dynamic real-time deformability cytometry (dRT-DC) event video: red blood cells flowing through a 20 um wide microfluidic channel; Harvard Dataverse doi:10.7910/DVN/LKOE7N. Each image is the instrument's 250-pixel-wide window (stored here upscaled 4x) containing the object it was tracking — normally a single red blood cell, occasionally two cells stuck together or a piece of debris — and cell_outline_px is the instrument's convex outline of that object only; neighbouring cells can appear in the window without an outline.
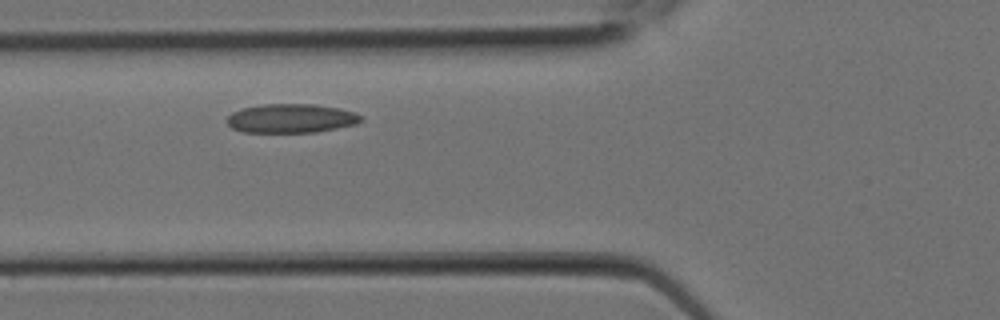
{"species": "Egyptian fruit bat (a non-hibernating species)", "species_latin": "Rousettus aegyptiacus", "temperature_condition": "room temperature", "stored_images_in_passage": 2, "camera_frame_rate_fps": 3000, "um_per_image_px": 0.085, "animal": {"sex": "female"}, "frame": {"image": 1, "passage_image": 2, "time_ms": 0.333, "image_size_px": [1000, 320], "cell_outline_px": [[364, 120], [356, 124], [316, 132], [244, 132], [232, 128], [228, 124], [228, 116], [232, 112], [240, 108], [264, 104], [312, 104], [340, 108], [356, 112]], "centroid_in_image_um": [24.76, 10.05], "position_along_channel_um": 101.0, "area_um2": 22.66}}